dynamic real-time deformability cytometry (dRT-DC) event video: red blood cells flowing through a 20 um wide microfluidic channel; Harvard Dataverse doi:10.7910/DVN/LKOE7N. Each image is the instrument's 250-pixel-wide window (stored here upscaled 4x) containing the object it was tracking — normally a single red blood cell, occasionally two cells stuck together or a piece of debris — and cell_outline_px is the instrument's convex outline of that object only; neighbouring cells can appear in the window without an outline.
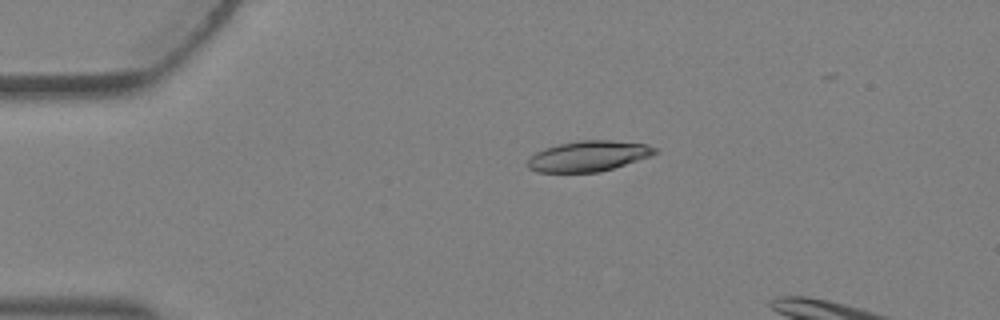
{"species": "Egyptian fruit bat (a non-hibernating species)", "species_latin": "Rousettus aegyptiacus", "temperature_condition": "warm", "stored_images_in_passage": 3, "camera_frame_rate_fps": 3000, "um_per_image_px": 0.085, "animal": {"sex": "female"}, "frame": {"image": 1, "passage_image": 1, "time_ms": 0.0, "image_size_px": [1000, 320], "cell_outline_px": [[660, 152], [652, 156], [600, 172], [536, 172], [528, 168], [528, 160], [536, 152], [544, 148], [560, 144], [580, 140], [612, 140], [648, 144], [656, 148]], "centroid_in_image_um": [50.07, 13.26], "position_along_channel_um": 34.9, "area_um2": 22.72}}